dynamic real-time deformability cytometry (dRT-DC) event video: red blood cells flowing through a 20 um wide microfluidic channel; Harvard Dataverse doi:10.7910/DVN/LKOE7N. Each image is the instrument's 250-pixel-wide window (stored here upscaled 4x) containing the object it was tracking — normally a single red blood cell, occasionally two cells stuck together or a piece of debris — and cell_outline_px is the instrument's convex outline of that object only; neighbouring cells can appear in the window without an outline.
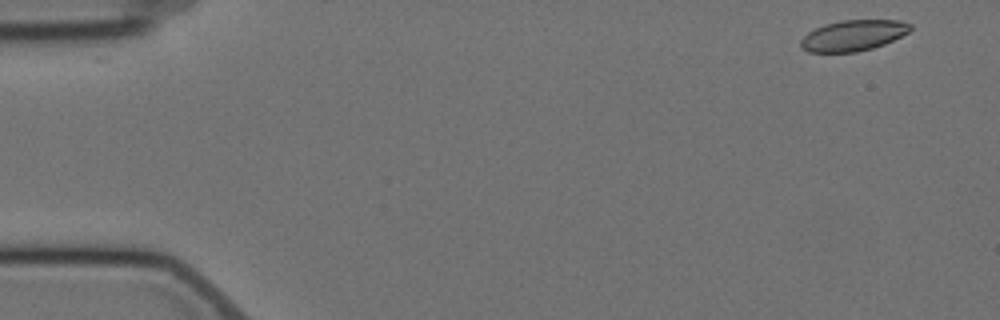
{"species": "Egyptian fruit bat (a non-hibernating species)", "species_latin": "Rousettus aegyptiacus", "temperature_condition": "cold", "stored_images_in_passage": 5, "camera_frame_rate_fps": 3000, "um_per_image_px": 0.085, "animal": {"sex": "female"}, "frame": {"image": 1, "passage_image": 1, "time_ms": 0.0, "image_size_px": [1000, 320], "cell_outline_px": [[912, 28], [908, 32], [884, 44], [872, 48], [856, 52], [808, 52], [800, 48], [800, 40], [808, 32], [824, 24], [840, 20], [900, 20], [912, 24]], "centroid_in_image_um": [72.5, 3.01], "position_along_channel_um": 12.5, "area_um2": 19.71}}
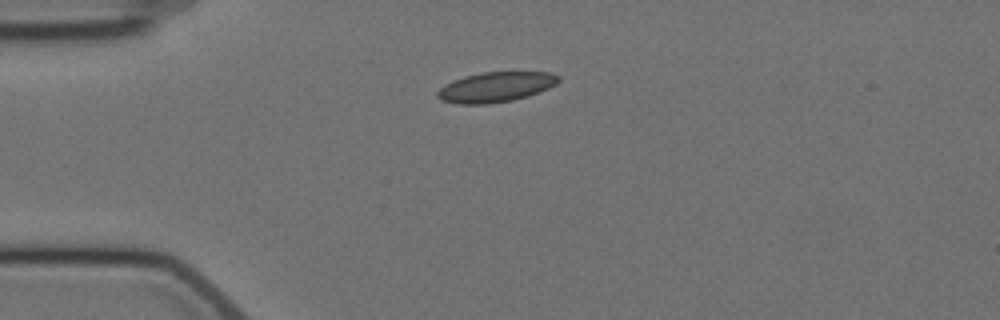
{"frame": {"image": 2, "passage_image": 4, "time_ms": 3.667, "image_size_px": [1000, 320], "cell_outline_px": [[560, 80], [556, 84], [548, 88], [528, 96], [512, 100], [488, 104], [456, 104], [440, 100], [436, 96], [436, 92], [440, 88], [464, 76], [480, 72], [552, 72], [560, 76]], "centroid_in_image_um": [42.14, 7.4], "position_along_channel_um": 42.9, "area_um2": 21.21}}